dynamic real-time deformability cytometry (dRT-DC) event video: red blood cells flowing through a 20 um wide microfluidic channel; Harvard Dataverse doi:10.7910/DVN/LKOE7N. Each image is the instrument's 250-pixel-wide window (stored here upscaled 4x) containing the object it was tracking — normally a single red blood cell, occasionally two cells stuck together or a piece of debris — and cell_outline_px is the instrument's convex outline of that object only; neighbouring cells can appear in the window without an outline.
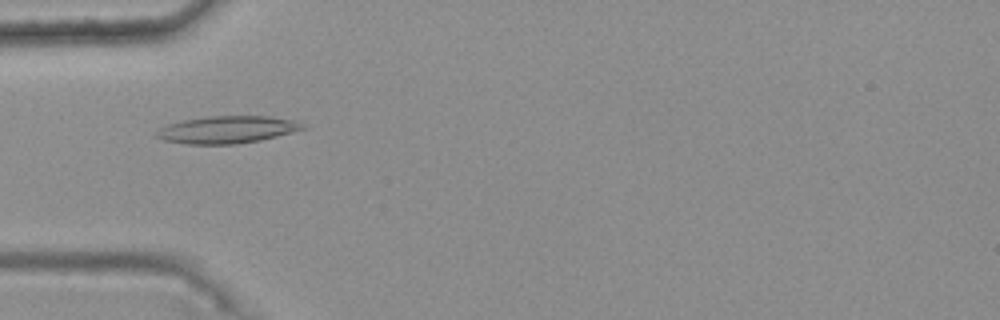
{"species": "common noctule bat (a hibernating species)", "species_latin": "Nyctalus noctula", "temperature_condition": "warm", "stored_images_in_passage": 38, "camera_frame_rate_fps": 3000, "um_per_image_px": 0.085, "animal": {"sex": "female", "body_mass_g": 25.1}, "frame": {"image": 1, "passage_image": 6, "time_ms": 1.667, "image_size_px": [1000, 320], "cell_outline_px": [[304, 128], [276, 136], [260, 140], [236, 144], [188, 144], [164, 140], [152, 136], [160, 128], [168, 124], [184, 120], [208, 116], [268, 116], [296, 120], [304, 124]], "centroid_in_image_um": [19.27, 11.02], "position_along_channel_um": 65.7, "area_um2": 23.12}}
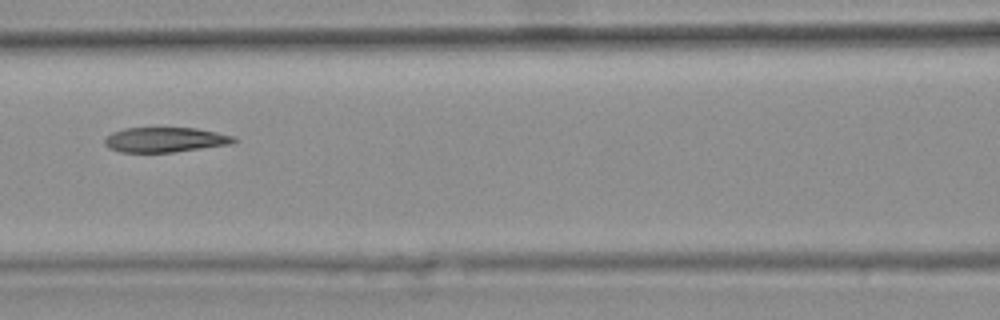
{"frame": {"image": 2, "passage_image": 13, "time_ms": 4.0, "image_size_px": [1000, 320], "cell_outline_px": [[236, 140], [228, 144], [172, 152], [120, 152], [108, 148], [104, 144], [104, 140], [112, 132], [124, 128], [196, 128], [236, 136]], "centroid_in_image_um": [13.99, 11.87], "position_along_channel_um": 152.6, "area_um2": 18.55}}
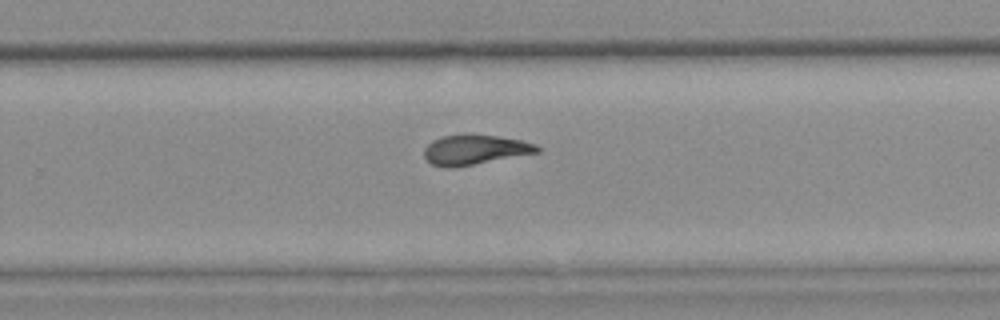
{"frame": {"image": 3, "passage_image": 24, "time_ms": 7.667, "image_size_px": [1000, 320], "cell_outline_px": [[540, 152], [456, 168], [444, 168], [432, 164], [424, 156], [424, 148], [432, 140], [440, 136], [464, 132], [472, 132], [500, 136], [520, 140], [536, 144], [540, 148]], "centroid_in_image_um": [40.34, 12.7], "position_along_channel_um": 289.5, "area_um2": 20.46}, "authors_computed_cell_mechanics": {"area_um2": 20.0566, "velocity_mm_per_s": 3.7422, "shape_relaxation_time_tau1_ms": null, "shape_relaxation_time_tau2_ms": 3.2937, "deformation_change_tau1": null, "deformation_change_tau2": 0.1122}}